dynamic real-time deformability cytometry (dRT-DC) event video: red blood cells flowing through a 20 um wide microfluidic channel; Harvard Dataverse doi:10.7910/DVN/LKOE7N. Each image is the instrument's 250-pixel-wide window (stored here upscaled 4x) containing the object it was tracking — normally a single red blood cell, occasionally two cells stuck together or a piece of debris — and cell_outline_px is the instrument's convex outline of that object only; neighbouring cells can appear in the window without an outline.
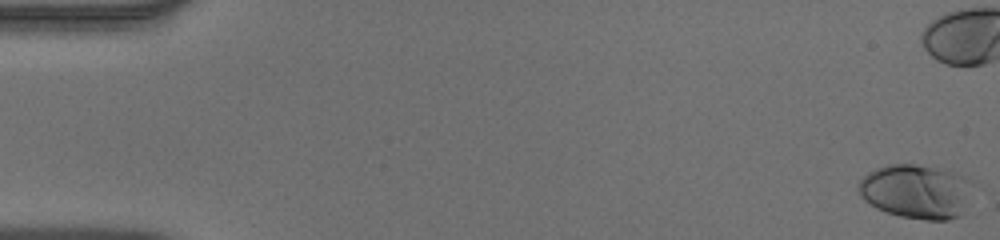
{"species": "human", "species_latin": "Homo sapiens", "temperature_condition": "warm", "stored_images_in_passage": 42, "camera_frame_rate_fps": 3000, "um_per_image_px": 0.085, "donor": {"sex": "male"}, "frame": {"image": 1, "passage_image": 1, "time_ms": 0.0, "image_size_px": [1000, 240], "cell_outline_px": [[968, 180], [960, 216], [948, 220], [928, 220], [900, 216], [876, 208], [864, 200], [860, 196], [856, 188], [860, 180], [868, 172], [876, 168], [888, 164], [916, 164], [960, 172], [968, 176]], "centroid_in_image_um": [77.78, 16.24], "position_along_channel_um": 7.2, "area_um2": 35.6}}